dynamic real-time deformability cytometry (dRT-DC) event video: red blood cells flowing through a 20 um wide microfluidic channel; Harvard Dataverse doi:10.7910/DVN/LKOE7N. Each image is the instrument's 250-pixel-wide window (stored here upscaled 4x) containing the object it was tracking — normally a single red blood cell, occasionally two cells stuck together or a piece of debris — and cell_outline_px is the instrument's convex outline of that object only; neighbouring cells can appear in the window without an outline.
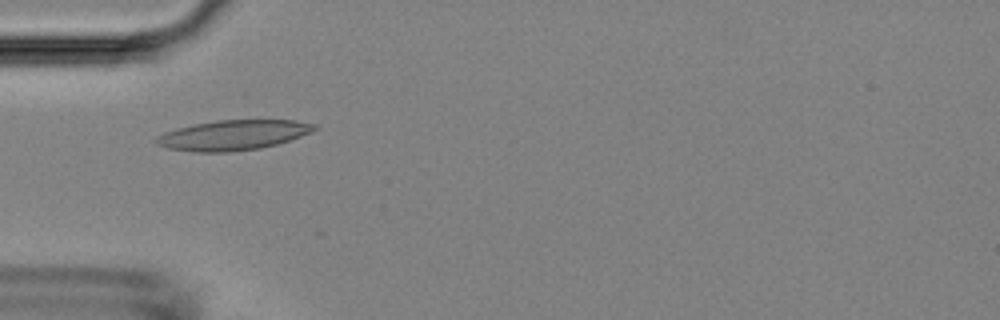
{"species": "Egyptian fruit bat (a non-hibernating species)", "species_latin": "Rousettus aegyptiacus", "temperature_condition": "room temperature", "stored_images_in_passage": 8, "camera_frame_rate_fps": 3000, "um_per_image_px": 0.085, "animal": {"sex": "female"}, "frame": {"image": 1, "passage_image": 3, "time_ms": 0.667, "image_size_px": [1000, 320], "cell_outline_px": [[316, 128], [312, 132], [276, 144], [260, 148], [228, 152], [192, 152], [168, 148], [156, 144], [152, 140], [156, 136], [164, 132], [176, 128], [192, 124], [216, 120], [292, 120], [316, 124]], "centroid_in_image_um": [19.74, 11.48], "position_along_channel_um": 65.3, "area_um2": 27.74}}